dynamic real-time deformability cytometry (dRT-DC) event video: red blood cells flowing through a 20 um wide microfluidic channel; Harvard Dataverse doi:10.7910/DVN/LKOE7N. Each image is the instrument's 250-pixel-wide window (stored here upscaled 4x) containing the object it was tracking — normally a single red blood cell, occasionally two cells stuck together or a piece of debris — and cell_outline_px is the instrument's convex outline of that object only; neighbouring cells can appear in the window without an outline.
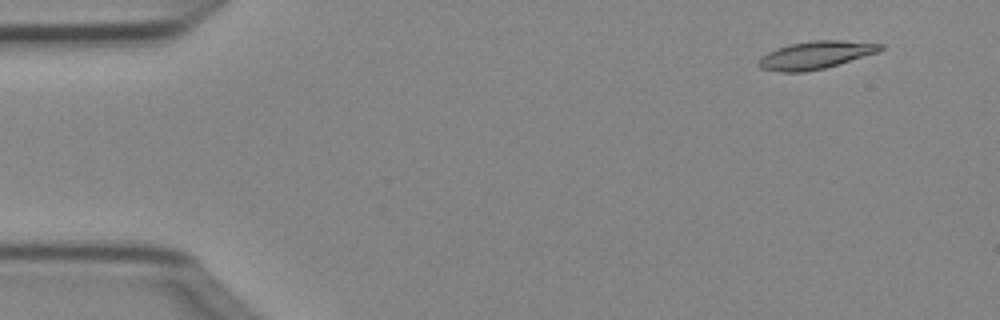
{"species": "Egyptian fruit bat (a non-hibernating species)", "species_latin": "Rousettus aegyptiacus", "temperature_condition": "cold", "stored_images_in_passage": 3, "camera_frame_rate_fps": 3000, "um_per_image_px": 0.085, "animal": {"sex": "female"}, "frame": {"image": 1, "passage_image": 1, "time_ms": 0.0, "image_size_px": [1000, 320], "cell_outline_px": [[884, 48], [880, 52], [824, 68], [804, 72], [780, 72], [760, 68], [756, 64], [768, 52], [776, 48], [788, 44], [812, 40], [840, 40], [884, 44]], "centroid_in_image_um": [69.35, 4.67], "position_along_channel_um": 15.7, "area_um2": 19.71}}
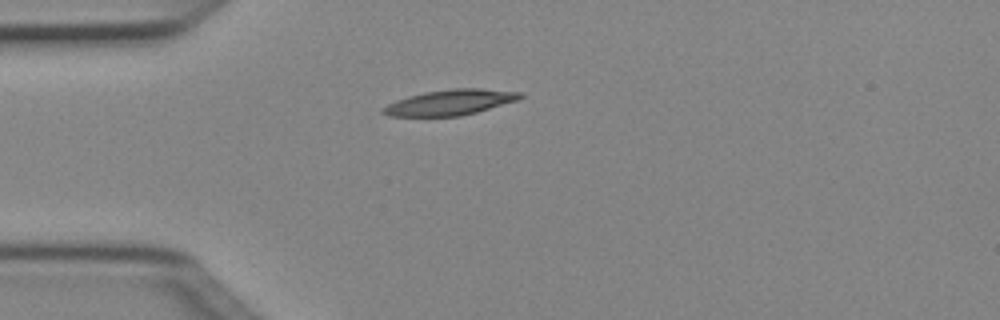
{"frame": {"image": 2, "passage_image": 3, "time_ms": 0.667, "image_size_px": [1000, 320], "cell_outline_px": [[524, 96], [520, 100], [476, 112], [460, 116], [388, 116], [380, 112], [380, 108], [396, 100], [408, 96], [424, 92], [452, 88], [480, 88], [524, 92]], "centroid_in_image_um": [38.28, 8.69], "position_along_channel_um": 46.7, "area_um2": 20.63}}